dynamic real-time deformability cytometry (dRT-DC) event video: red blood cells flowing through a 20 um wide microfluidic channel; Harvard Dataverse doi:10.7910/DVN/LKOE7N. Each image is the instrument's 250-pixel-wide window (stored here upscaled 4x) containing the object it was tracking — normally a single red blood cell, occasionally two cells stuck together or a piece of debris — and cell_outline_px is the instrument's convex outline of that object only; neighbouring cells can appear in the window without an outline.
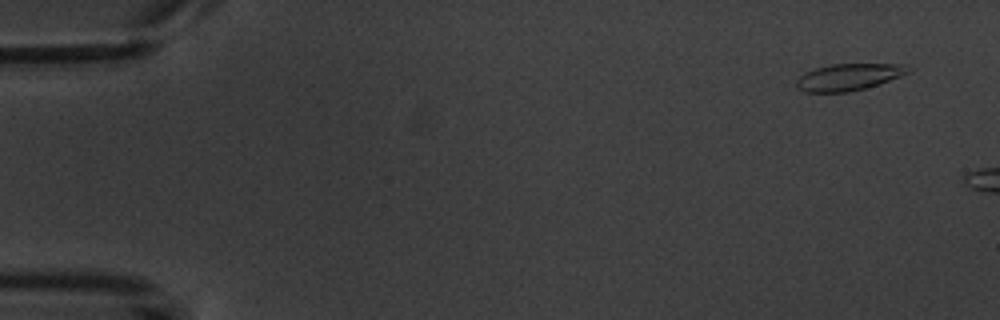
{"species": "common noctule bat (a hibernating species)", "species_latin": "Nyctalus noctula", "temperature_condition": "warm", "stored_images_in_passage": 2, "camera_frame_rate_fps": 3000, "um_per_image_px": 0.085, "animal": {"sex": "male", "body_mass_g": 20.1, "forearm_length_mm": 53.5}, "frame": {"image": 1, "passage_image": 1, "time_ms": 0.0, "image_size_px": [1000, 320], "cell_outline_px": [[912, 72], [880, 84], [848, 92], [804, 92], [796, 88], [796, 80], [804, 72], [816, 68], [832, 64], [904, 64]], "centroid_in_image_um": [72.13, 6.55], "position_along_channel_um": 12.9, "area_um2": 17.51}}